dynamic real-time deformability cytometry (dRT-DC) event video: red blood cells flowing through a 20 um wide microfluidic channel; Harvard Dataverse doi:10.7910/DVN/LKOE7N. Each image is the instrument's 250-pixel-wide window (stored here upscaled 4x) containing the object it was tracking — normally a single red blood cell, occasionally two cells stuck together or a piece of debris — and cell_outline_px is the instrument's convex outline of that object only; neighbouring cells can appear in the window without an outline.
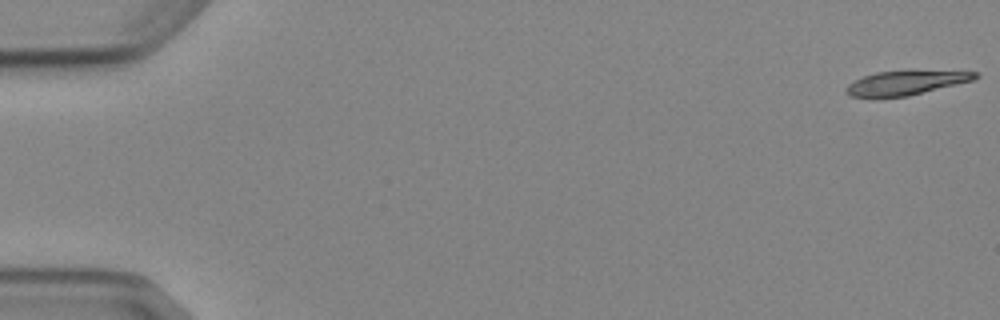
{"species": "Egyptian fruit bat (a non-hibernating species)", "species_latin": "Rousettus aegyptiacus", "temperature_condition": "cold", "stored_images_in_passage": 5, "camera_frame_rate_fps": 3000, "um_per_image_px": 0.085, "animal": {"sex": "female"}, "frame": {"image": 1, "passage_image": 1, "time_ms": 0.0, "image_size_px": [1000, 320], "cell_outline_px": [[980, 76], [972, 80], [908, 96], [876, 100], [852, 96], [844, 92], [844, 88], [848, 84], [864, 76], [876, 72], [908, 68], [980, 72]], "centroid_in_image_um": [76.96, 7.02], "position_along_channel_um": 8.0, "area_um2": 19.54}}
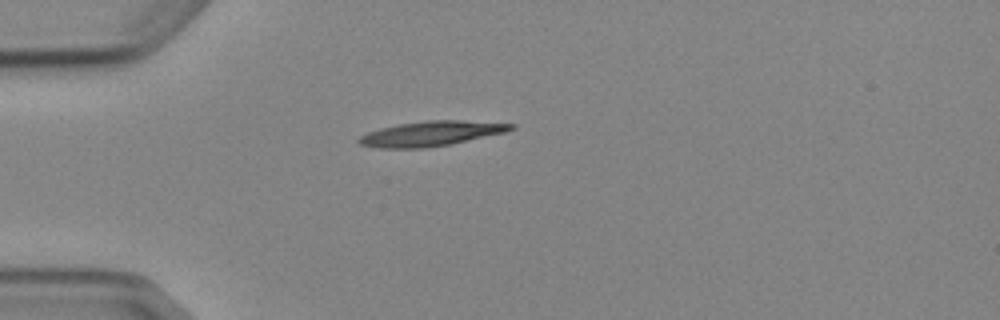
{"frame": {"image": 2, "passage_image": 5, "time_ms": 4.667, "image_size_px": [1000, 320], "cell_outline_px": [[516, 128], [508, 132], [448, 144], [424, 148], [380, 148], [360, 144], [356, 140], [360, 136], [368, 132], [380, 128], [400, 124], [428, 120], [460, 120], [516, 124]], "centroid_in_image_um": [36.67, 11.35], "position_along_channel_um": 48.3, "area_um2": 21.91}}